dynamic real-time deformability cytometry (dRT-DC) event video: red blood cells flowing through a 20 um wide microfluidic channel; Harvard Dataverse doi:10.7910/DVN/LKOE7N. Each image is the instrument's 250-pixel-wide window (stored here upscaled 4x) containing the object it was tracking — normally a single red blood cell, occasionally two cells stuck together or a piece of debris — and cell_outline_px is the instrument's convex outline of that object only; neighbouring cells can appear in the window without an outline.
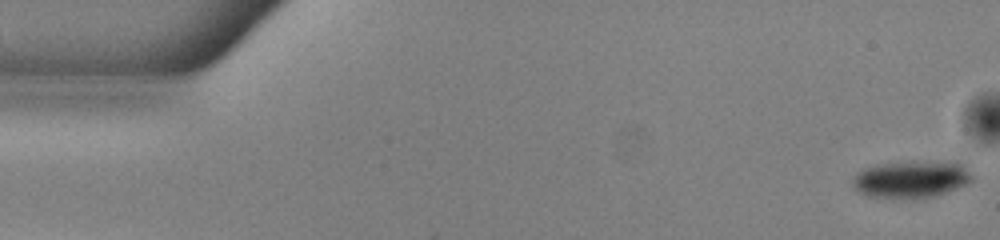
{"species": "common noctule bat (a hibernating species)", "species_latin": "Nyctalus noctula", "temperature_condition": "warm", "stored_images_in_passage": 47, "camera_frame_rate_fps": 3000, "um_per_image_px": 0.085, "animal": {"sex": "male", "body_mass_g": 13.0, "forearm_length_mm": 53.1}, "frame": {"image": 1, "passage_image": 1, "time_ms": 0.0, "image_size_px": [1000, 240], "cell_outline_px": [[972, 180], [956, 188], [932, 196], [908, 200], [892, 200], [864, 196], [856, 192], [852, 184], [852, 180], [856, 172], [864, 168], [880, 164], [956, 160], [960, 160], [964, 164], [972, 176]], "centroid_in_image_um": [77.4, 15.26], "position_along_channel_um": 7.6, "area_um2": 26.53}}
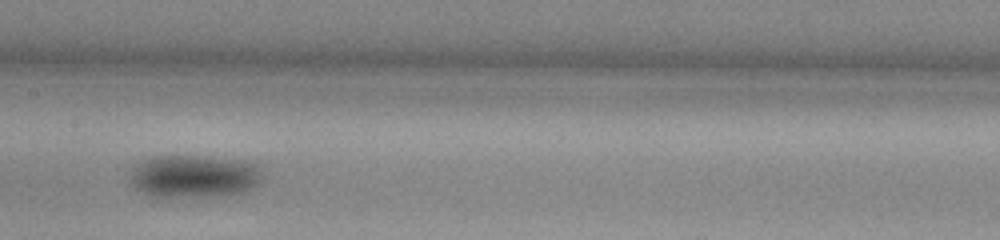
{"frame": {"image": 2, "passage_image": 26, "time_ms": 8.333, "image_size_px": [1000, 240], "cell_outline_px": [[260, 184], [256, 188], [244, 192], [228, 196], [156, 200], [136, 188], [132, 184], [132, 172], [136, 164], [152, 156], [196, 156], [240, 160], [252, 164], [260, 168]], "centroid_in_image_um": [16.48, 15.06], "position_along_channel_um": 190.9, "area_um2": 33.87}}
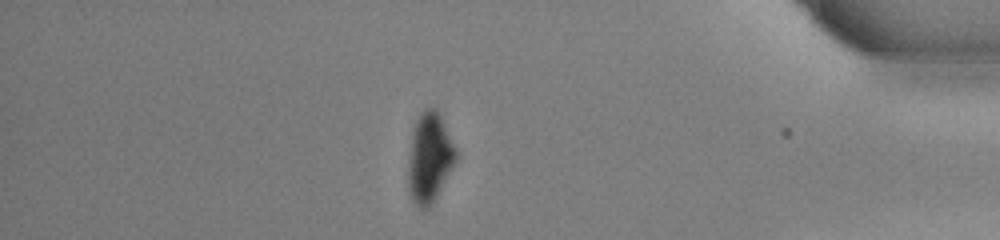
{"frame": {"image": 3, "passage_image": 45, "time_ms": 14.667, "image_size_px": [1000, 240], "cell_outline_px": [[456, 160], [440, 188], [428, 208], [420, 208], [412, 200], [408, 188], [408, 156], [412, 128], [420, 112], [424, 108], [432, 104], [436, 108], [456, 148]], "centroid_in_image_um": [36.47, 13.33], "position_along_channel_um": 398.7, "area_um2": 24.8}}